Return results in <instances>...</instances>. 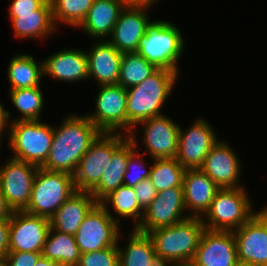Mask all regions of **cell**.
I'll list each match as a JSON object with an SVG mask.
<instances>
[{
	"label": "cell",
	"instance_id": "cell-23",
	"mask_svg": "<svg viewBox=\"0 0 267 266\" xmlns=\"http://www.w3.org/2000/svg\"><path fill=\"white\" fill-rule=\"evenodd\" d=\"M97 203L90 192H74L50 218L51 228L74 236L83 219Z\"/></svg>",
	"mask_w": 267,
	"mask_h": 266
},
{
	"label": "cell",
	"instance_id": "cell-29",
	"mask_svg": "<svg viewBox=\"0 0 267 266\" xmlns=\"http://www.w3.org/2000/svg\"><path fill=\"white\" fill-rule=\"evenodd\" d=\"M80 255L79 247L73 235L50 228L42 250L43 257L59 261L65 266H77Z\"/></svg>",
	"mask_w": 267,
	"mask_h": 266
},
{
	"label": "cell",
	"instance_id": "cell-48",
	"mask_svg": "<svg viewBox=\"0 0 267 266\" xmlns=\"http://www.w3.org/2000/svg\"><path fill=\"white\" fill-rule=\"evenodd\" d=\"M0 266H6L4 260H0Z\"/></svg>",
	"mask_w": 267,
	"mask_h": 266
},
{
	"label": "cell",
	"instance_id": "cell-28",
	"mask_svg": "<svg viewBox=\"0 0 267 266\" xmlns=\"http://www.w3.org/2000/svg\"><path fill=\"white\" fill-rule=\"evenodd\" d=\"M32 55L18 53L8 64L7 79L10 90L41 86L44 78L43 60L36 62Z\"/></svg>",
	"mask_w": 267,
	"mask_h": 266
},
{
	"label": "cell",
	"instance_id": "cell-10",
	"mask_svg": "<svg viewBox=\"0 0 267 266\" xmlns=\"http://www.w3.org/2000/svg\"><path fill=\"white\" fill-rule=\"evenodd\" d=\"M98 89L95 111L87 117L101 132L127 134V89L119 84Z\"/></svg>",
	"mask_w": 267,
	"mask_h": 266
},
{
	"label": "cell",
	"instance_id": "cell-39",
	"mask_svg": "<svg viewBox=\"0 0 267 266\" xmlns=\"http://www.w3.org/2000/svg\"><path fill=\"white\" fill-rule=\"evenodd\" d=\"M46 0H12L9 6V17H18V13L34 12Z\"/></svg>",
	"mask_w": 267,
	"mask_h": 266
},
{
	"label": "cell",
	"instance_id": "cell-7",
	"mask_svg": "<svg viewBox=\"0 0 267 266\" xmlns=\"http://www.w3.org/2000/svg\"><path fill=\"white\" fill-rule=\"evenodd\" d=\"M76 192L73 175L38 168L29 204L24 212L50 219L62 204Z\"/></svg>",
	"mask_w": 267,
	"mask_h": 266
},
{
	"label": "cell",
	"instance_id": "cell-40",
	"mask_svg": "<svg viewBox=\"0 0 267 266\" xmlns=\"http://www.w3.org/2000/svg\"><path fill=\"white\" fill-rule=\"evenodd\" d=\"M9 230V218L6 220H0V260H4L5 256L9 252Z\"/></svg>",
	"mask_w": 267,
	"mask_h": 266
},
{
	"label": "cell",
	"instance_id": "cell-4",
	"mask_svg": "<svg viewBox=\"0 0 267 266\" xmlns=\"http://www.w3.org/2000/svg\"><path fill=\"white\" fill-rule=\"evenodd\" d=\"M183 38L175 24L155 20L140 39L137 52L157 69H171L180 74L177 62L185 51Z\"/></svg>",
	"mask_w": 267,
	"mask_h": 266
},
{
	"label": "cell",
	"instance_id": "cell-9",
	"mask_svg": "<svg viewBox=\"0 0 267 266\" xmlns=\"http://www.w3.org/2000/svg\"><path fill=\"white\" fill-rule=\"evenodd\" d=\"M110 210L97 203L83 219L75 233L80 253L102 250L118 244L122 225Z\"/></svg>",
	"mask_w": 267,
	"mask_h": 266
},
{
	"label": "cell",
	"instance_id": "cell-49",
	"mask_svg": "<svg viewBox=\"0 0 267 266\" xmlns=\"http://www.w3.org/2000/svg\"><path fill=\"white\" fill-rule=\"evenodd\" d=\"M261 210L266 211L267 212V205L265 207H263Z\"/></svg>",
	"mask_w": 267,
	"mask_h": 266
},
{
	"label": "cell",
	"instance_id": "cell-41",
	"mask_svg": "<svg viewBox=\"0 0 267 266\" xmlns=\"http://www.w3.org/2000/svg\"><path fill=\"white\" fill-rule=\"evenodd\" d=\"M12 213H13V210L7 204L6 199L0 189V220H6L10 218Z\"/></svg>",
	"mask_w": 267,
	"mask_h": 266
},
{
	"label": "cell",
	"instance_id": "cell-42",
	"mask_svg": "<svg viewBox=\"0 0 267 266\" xmlns=\"http://www.w3.org/2000/svg\"><path fill=\"white\" fill-rule=\"evenodd\" d=\"M126 5H134V6H147L152 7L158 4L159 0H123Z\"/></svg>",
	"mask_w": 267,
	"mask_h": 266
},
{
	"label": "cell",
	"instance_id": "cell-18",
	"mask_svg": "<svg viewBox=\"0 0 267 266\" xmlns=\"http://www.w3.org/2000/svg\"><path fill=\"white\" fill-rule=\"evenodd\" d=\"M224 139L211 148L200 168L221 189L244 187L240 185L241 161L238 153Z\"/></svg>",
	"mask_w": 267,
	"mask_h": 266
},
{
	"label": "cell",
	"instance_id": "cell-1",
	"mask_svg": "<svg viewBox=\"0 0 267 266\" xmlns=\"http://www.w3.org/2000/svg\"><path fill=\"white\" fill-rule=\"evenodd\" d=\"M62 120L60 126L54 127L51 149L41 168L73 175L80 159L101 131L86 114H71Z\"/></svg>",
	"mask_w": 267,
	"mask_h": 266
},
{
	"label": "cell",
	"instance_id": "cell-35",
	"mask_svg": "<svg viewBox=\"0 0 267 266\" xmlns=\"http://www.w3.org/2000/svg\"><path fill=\"white\" fill-rule=\"evenodd\" d=\"M129 138L132 140L136 149L129 155L126 172L123 176V183L129 187H135L142 180L148 179L150 176L151 165L146 167L148 164L144 161L143 153H139V149L137 148V136L136 133H130ZM142 154V155H141Z\"/></svg>",
	"mask_w": 267,
	"mask_h": 266
},
{
	"label": "cell",
	"instance_id": "cell-19",
	"mask_svg": "<svg viewBox=\"0 0 267 266\" xmlns=\"http://www.w3.org/2000/svg\"><path fill=\"white\" fill-rule=\"evenodd\" d=\"M192 261L197 266H236L238 258L233 231L205 229Z\"/></svg>",
	"mask_w": 267,
	"mask_h": 266
},
{
	"label": "cell",
	"instance_id": "cell-31",
	"mask_svg": "<svg viewBox=\"0 0 267 266\" xmlns=\"http://www.w3.org/2000/svg\"><path fill=\"white\" fill-rule=\"evenodd\" d=\"M10 101L21 116L9 121L41 120L44 97L41 86L9 90Z\"/></svg>",
	"mask_w": 267,
	"mask_h": 266
},
{
	"label": "cell",
	"instance_id": "cell-15",
	"mask_svg": "<svg viewBox=\"0 0 267 266\" xmlns=\"http://www.w3.org/2000/svg\"><path fill=\"white\" fill-rule=\"evenodd\" d=\"M9 221V252L42 253L51 228L50 219L13 211Z\"/></svg>",
	"mask_w": 267,
	"mask_h": 266
},
{
	"label": "cell",
	"instance_id": "cell-32",
	"mask_svg": "<svg viewBox=\"0 0 267 266\" xmlns=\"http://www.w3.org/2000/svg\"><path fill=\"white\" fill-rule=\"evenodd\" d=\"M157 68L138 52L122 53L118 84L128 89L143 82Z\"/></svg>",
	"mask_w": 267,
	"mask_h": 266
},
{
	"label": "cell",
	"instance_id": "cell-5",
	"mask_svg": "<svg viewBox=\"0 0 267 266\" xmlns=\"http://www.w3.org/2000/svg\"><path fill=\"white\" fill-rule=\"evenodd\" d=\"M42 120L9 121L7 141L11 157L41 167L48 158L54 125Z\"/></svg>",
	"mask_w": 267,
	"mask_h": 266
},
{
	"label": "cell",
	"instance_id": "cell-45",
	"mask_svg": "<svg viewBox=\"0 0 267 266\" xmlns=\"http://www.w3.org/2000/svg\"><path fill=\"white\" fill-rule=\"evenodd\" d=\"M9 128L8 119H0V139H2V135L4 131Z\"/></svg>",
	"mask_w": 267,
	"mask_h": 266
},
{
	"label": "cell",
	"instance_id": "cell-38",
	"mask_svg": "<svg viewBox=\"0 0 267 266\" xmlns=\"http://www.w3.org/2000/svg\"><path fill=\"white\" fill-rule=\"evenodd\" d=\"M42 253L8 252L4 258L6 266H35Z\"/></svg>",
	"mask_w": 267,
	"mask_h": 266
},
{
	"label": "cell",
	"instance_id": "cell-37",
	"mask_svg": "<svg viewBox=\"0 0 267 266\" xmlns=\"http://www.w3.org/2000/svg\"><path fill=\"white\" fill-rule=\"evenodd\" d=\"M139 206L145 211L146 208L155 199L158 191L148 179L142 180L133 187Z\"/></svg>",
	"mask_w": 267,
	"mask_h": 266
},
{
	"label": "cell",
	"instance_id": "cell-17",
	"mask_svg": "<svg viewBox=\"0 0 267 266\" xmlns=\"http://www.w3.org/2000/svg\"><path fill=\"white\" fill-rule=\"evenodd\" d=\"M147 6L125 5L107 39L121 53L137 52L139 41L153 21Z\"/></svg>",
	"mask_w": 267,
	"mask_h": 266
},
{
	"label": "cell",
	"instance_id": "cell-46",
	"mask_svg": "<svg viewBox=\"0 0 267 266\" xmlns=\"http://www.w3.org/2000/svg\"><path fill=\"white\" fill-rule=\"evenodd\" d=\"M167 266H197V265L193 261H183V262L172 263Z\"/></svg>",
	"mask_w": 267,
	"mask_h": 266
},
{
	"label": "cell",
	"instance_id": "cell-22",
	"mask_svg": "<svg viewBox=\"0 0 267 266\" xmlns=\"http://www.w3.org/2000/svg\"><path fill=\"white\" fill-rule=\"evenodd\" d=\"M86 51L88 59V76L100 85L118 84L122 53L107 39H98Z\"/></svg>",
	"mask_w": 267,
	"mask_h": 266
},
{
	"label": "cell",
	"instance_id": "cell-11",
	"mask_svg": "<svg viewBox=\"0 0 267 266\" xmlns=\"http://www.w3.org/2000/svg\"><path fill=\"white\" fill-rule=\"evenodd\" d=\"M0 165V189L13 211H23L29 204L38 166L9 158Z\"/></svg>",
	"mask_w": 267,
	"mask_h": 266
},
{
	"label": "cell",
	"instance_id": "cell-6",
	"mask_svg": "<svg viewBox=\"0 0 267 266\" xmlns=\"http://www.w3.org/2000/svg\"><path fill=\"white\" fill-rule=\"evenodd\" d=\"M244 187L220 189L210 208L201 218L207 230L234 231L247 222L257 211Z\"/></svg>",
	"mask_w": 267,
	"mask_h": 266
},
{
	"label": "cell",
	"instance_id": "cell-12",
	"mask_svg": "<svg viewBox=\"0 0 267 266\" xmlns=\"http://www.w3.org/2000/svg\"><path fill=\"white\" fill-rule=\"evenodd\" d=\"M182 128L180 126L176 159L185 169H200L205 157L218 142L217 133L202 117L193 121L189 128Z\"/></svg>",
	"mask_w": 267,
	"mask_h": 266
},
{
	"label": "cell",
	"instance_id": "cell-47",
	"mask_svg": "<svg viewBox=\"0 0 267 266\" xmlns=\"http://www.w3.org/2000/svg\"><path fill=\"white\" fill-rule=\"evenodd\" d=\"M236 266H257V265L238 262Z\"/></svg>",
	"mask_w": 267,
	"mask_h": 266
},
{
	"label": "cell",
	"instance_id": "cell-26",
	"mask_svg": "<svg viewBox=\"0 0 267 266\" xmlns=\"http://www.w3.org/2000/svg\"><path fill=\"white\" fill-rule=\"evenodd\" d=\"M130 231L124 249L119 246V235V266H167L155 253L153 241L147 233L135 228Z\"/></svg>",
	"mask_w": 267,
	"mask_h": 266
},
{
	"label": "cell",
	"instance_id": "cell-36",
	"mask_svg": "<svg viewBox=\"0 0 267 266\" xmlns=\"http://www.w3.org/2000/svg\"><path fill=\"white\" fill-rule=\"evenodd\" d=\"M77 266H119L118 244L102 250L82 253Z\"/></svg>",
	"mask_w": 267,
	"mask_h": 266
},
{
	"label": "cell",
	"instance_id": "cell-25",
	"mask_svg": "<svg viewBox=\"0 0 267 266\" xmlns=\"http://www.w3.org/2000/svg\"><path fill=\"white\" fill-rule=\"evenodd\" d=\"M10 19L15 38L22 40L29 38L44 40L57 31L53 22L50 0H46L34 12L18 13V17H10Z\"/></svg>",
	"mask_w": 267,
	"mask_h": 266
},
{
	"label": "cell",
	"instance_id": "cell-43",
	"mask_svg": "<svg viewBox=\"0 0 267 266\" xmlns=\"http://www.w3.org/2000/svg\"><path fill=\"white\" fill-rule=\"evenodd\" d=\"M35 266H65V265L59 261H53L41 256Z\"/></svg>",
	"mask_w": 267,
	"mask_h": 266
},
{
	"label": "cell",
	"instance_id": "cell-8",
	"mask_svg": "<svg viewBox=\"0 0 267 266\" xmlns=\"http://www.w3.org/2000/svg\"><path fill=\"white\" fill-rule=\"evenodd\" d=\"M129 138L126 133L101 132L82 156L73 174L76 191L91 192L99 183L112 154Z\"/></svg>",
	"mask_w": 267,
	"mask_h": 266
},
{
	"label": "cell",
	"instance_id": "cell-34",
	"mask_svg": "<svg viewBox=\"0 0 267 266\" xmlns=\"http://www.w3.org/2000/svg\"><path fill=\"white\" fill-rule=\"evenodd\" d=\"M56 28L62 23L77 29L85 19L94 0H50Z\"/></svg>",
	"mask_w": 267,
	"mask_h": 266
},
{
	"label": "cell",
	"instance_id": "cell-3",
	"mask_svg": "<svg viewBox=\"0 0 267 266\" xmlns=\"http://www.w3.org/2000/svg\"><path fill=\"white\" fill-rule=\"evenodd\" d=\"M205 226L201 218L189 217L179 223L150 231L155 253L166 264L192 261Z\"/></svg>",
	"mask_w": 267,
	"mask_h": 266
},
{
	"label": "cell",
	"instance_id": "cell-44",
	"mask_svg": "<svg viewBox=\"0 0 267 266\" xmlns=\"http://www.w3.org/2000/svg\"><path fill=\"white\" fill-rule=\"evenodd\" d=\"M10 117H11V112H9V110H6L3 107V104L0 103V119H8V122H9Z\"/></svg>",
	"mask_w": 267,
	"mask_h": 266
},
{
	"label": "cell",
	"instance_id": "cell-27",
	"mask_svg": "<svg viewBox=\"0 0 267 266\" xmlns=\"http://www.w3.org/2000/svg\"><path fill=\"white\" fill-rule=\"evenodd\" d=\"M136 146L128 138L111 156L100 183L90 192L94 199L100 203L107 195L124 185L123 176L126 172L129 155Z\"/></svg>",
	"mask_w": 267,
	"mask_h": 266
},
{
	"label": "cell",
	"instance_id": "cell-2",
	"mask_svg": "<svg viewBox=\"0 0 267 266\" xmlns=\"http://www.w3.org/2000/svg\"><path fill=\"white\" fill-rule=\"evenodd\" d=\"M179 74L171 69H157L140 84L127 89V135L141 121L163 115Z\"/></svg>",
	"mask_w": 267,
	"mask_h": 266
},
{
	"label": "cell",
	"instance_id": "cell-14",
	"mask_svg": "<svg viewBox=\"0 0 267 266\" xmlns=\"http://www.w3.org/2000/svg\"><path fill=\"white\" fill-rule=\"evenodd\" d=\"M185 210L183 187L159 191L144 211L142 221L135 229L148 234L155 229L179 223L190 217L185 215L187 213Z\"/></svg>",
	"mask_w": 267,
	"mask_h": 266
},
{
	"label": "cell",
	"instance_id": "cell-30",
	"mask_svg": "<svg viewBox=\"0 0 267 266\" xmlns=\"http://www.w3.org/2000/svg\"><path fill=\"white\" fill-rule=\"evenodd\" d=\"M100 204L106 210L113 208L112 211L119 216L133 219V228H136L142 221L144 210L139 206L133 187L126 185L119 186L116 190L107 195Z\"/></svg>",
	"mask_w": 267,
	"mask_h": 266
},
{
	"label": "cell",
	"instance_id": "cell-16",
	"mask_svg": "<svg viewBox=\"0 0 267 266\" xmlns=\"http://www.w3.org/2000/svg\"><path fill=\"white\" fill-rule=\"evenodd\" d=\"M238 262L267 266V212L258 210L233 231Z\"/></svg>",
	"mask_w": 267,
	"mask_h": 266
},
{
	"label": "cell",
	"instance_id": "cell-50",
	"mask_svg": "<svg viewBox=\"0 0 267 266\" xmlns=\"http://www.w3.org/2000/svg\"><path fill=\"white\" fill-rule=\"evenodd\" d=\"M1 144H2V140L0 139V152L2 151V150H1V146H2Z\"/></svg>",
	"mask_w": 267,
	"mask_h": 266
},
{
	"label": "cell",
	"instance_id": "cell-24",
	"mask_svg": "<svg viewBox=\"0 0 267 266\" xmlns=\"http://www.w3.org/2000/svg\"><path fill=\"white\" fill-rule=\"evenodd\" d=\"M125 5L123 0H94L78 29L96 40L108 39Z\"/></svg>",
	"mask_w": 267,
	"mask_h": 266
},
{
	"label": "cell",
	"instance_id": "cell-33",
	"mask_svg": "<svg viewBox=\"0 0 267 266\" xmlns=\"http://www.w3.org/2000/svg\"><path fill=\"white\" fill-rule=\"evenodd\" d=\"M149 180L157 191L172 187H183L185 168L176 158L152 159Z\"/></svg>",
	"mask_w": 267,
	"mask_h": 266
},
{
	"label": "cell",
	"instance_id": "cell-13",
	"mask_svg": "<svg viewBox=\"0 0 267 266\" xmlns=\"http://www.w3.org/2000/svg\"><path fill=\"white\" fill-rule=\"evenodd\" d=\"M140 124H143L141 139L144 154L149 155L151 159L176 158L180 123L176 124L172 118L163 114L141 121L131 133H137L136 129Z\"/></svg>",
	"mask_w": 267,
	"mask_h": 266
},
{
	"label": "cell",
	"instance_id": "cell-20",
	"mask_svg": "<svg viewBox=\"0 0 267 266\" xmlns=\"http://www.w3.org/2000/svg\"><path fill=\"white\" fill-rule=\"evenodd\" d=\"M43 71L44 77L61 82H84L89 78L86 51L80 48L59 50L43 59Z\"/></svg>",
	"mask_w": 267,
	"mask_h": 266
},
{
	"label": "cell",
	"instance_id": "cell-21",
	"mask_svg": "<svg viewBox=\"0 0 267 266\" xmlns=\"http://www.w3.org/2000/svg\"><path fill=\"white\" fill-rule=\"evenodd\" d=\"M182 186L187 215L198 218L208 211L214 196L221 189L201 169H186Z\"/></svg>",
	"mask_w": 267,
	"mask_h": 266
}]
</instances>
